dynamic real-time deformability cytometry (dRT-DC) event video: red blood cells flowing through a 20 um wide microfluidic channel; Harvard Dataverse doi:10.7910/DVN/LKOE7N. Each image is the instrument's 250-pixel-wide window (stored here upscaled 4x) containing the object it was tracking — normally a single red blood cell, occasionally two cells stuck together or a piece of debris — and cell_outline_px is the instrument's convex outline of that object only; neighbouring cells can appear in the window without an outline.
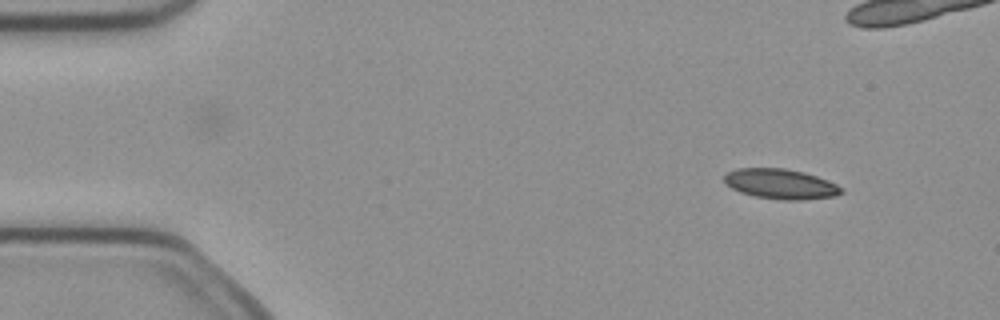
{"species": "common noctule bat (a hibernating species)", "species_latin": "Nyctalus noctula", "temperature_condition": "cold", "stored_images_in_passage": 7, "camera_frame_rate_fps": 3000, "um_per_image_px": 0.085, "animal": {"sex": "female", "body_mass_g": 21.9}, "frame": {"image": 1, "passage_image": 1, "time_ms": 0.0, "image_size_px": [1000, 320], "cell_outline_px": [[844, 192], [836, 196], [804, 200], [784, 200], [756, 196], [740, 192], [732, 188], [724, 180], [724, 176], [728, 172], [736, 168], [784, 168], [804, 172], [828, 180], [844, 188]], "centroid_in_image_um": [66.4, 15.64], "position_along_channel_um": 18.6, "area_um2": 20.52}}
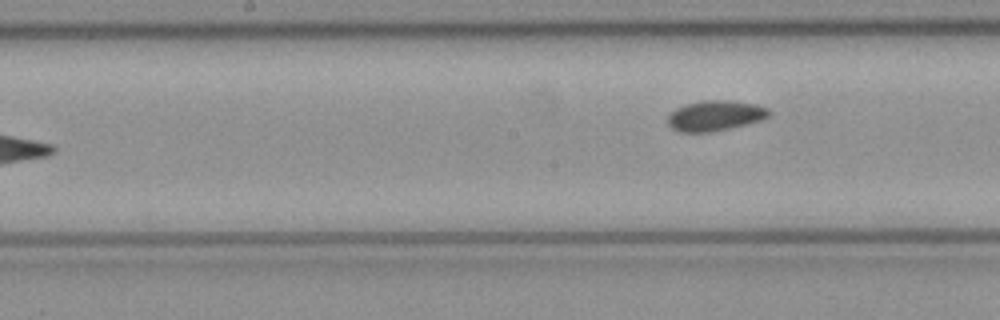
{"frame": {"image": 2, "passage_image": 7, "time_ms": 2.0, "image_size_px": [1000, 320], "cell_outline_px": [[772, 112], [768, 116], [760, 120], [712, 132], [680, 132], [672, 128], [668, 124], [668, 116], [676, 108], [684, 104], [704, 100], [724, 100], [756, 104], [768, 108]], "centroid_in_image_um": [60.77, 9.82], "position_along_channel_um": 187.4, "area_um2": 17.74}}